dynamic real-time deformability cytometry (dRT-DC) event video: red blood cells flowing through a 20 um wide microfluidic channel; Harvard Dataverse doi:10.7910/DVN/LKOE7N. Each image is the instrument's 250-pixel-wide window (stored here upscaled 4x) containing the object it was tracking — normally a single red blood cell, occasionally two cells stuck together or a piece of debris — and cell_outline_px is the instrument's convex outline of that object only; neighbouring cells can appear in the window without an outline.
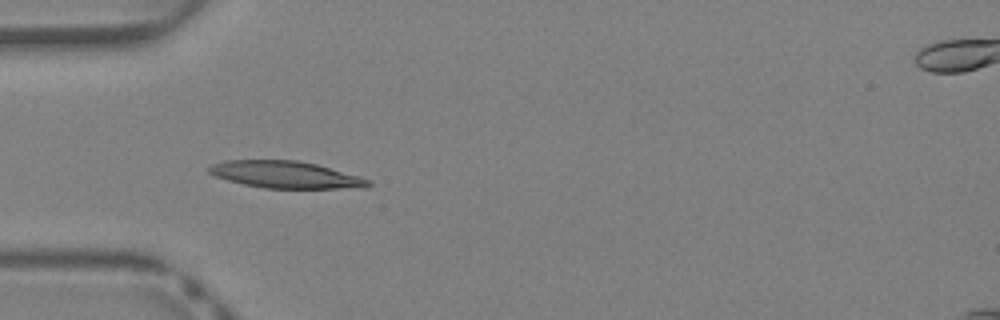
{"species": "Egyptian fruit bat (a non-hibernating species)", "species_latin": "Rousettus aegyptiacus", "temperature_condition": "warm", "stored_images_in_passage": 29, "camera_frame_rate_fps": 3000, "um_per_image_px": 0.085, "animal": {"sex": "female"}, "frame": {"image": 1, "passage_image": 1, "time_ms": 0.0, "image_size_px": [1000, 320], "cell_outline_px": [[372, 184], [368, 188], [264, 188], [244, 184], [228, 180], [216, 176], [208, 172], [208, 168], [212, 164], [224, 160], [296, 160], [316, 164], [356, 176], [368, 180]], "centroid_in_image_um": [24.24, 14.85], "position_along_channel_um": 60.8, "area_um2": 24.74}}
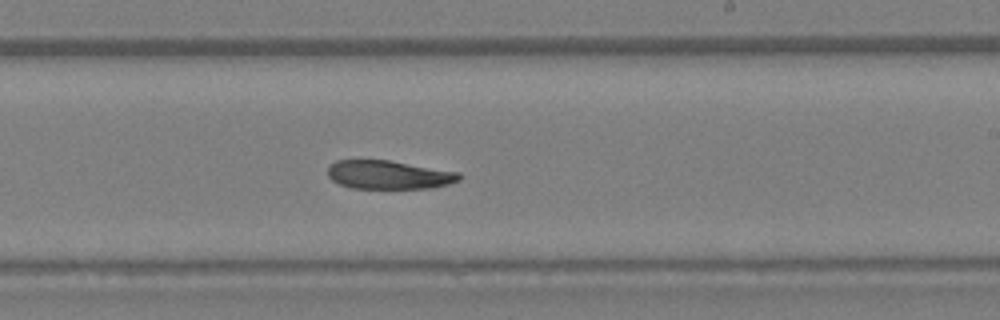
{"frame": {"image": 2, "passage_image": 13, "time_ms": 4.0, "image_size_px": [1000, 320], "cell_outline_px": [[464, 176], [460, 180], [448, 184], [432, 188], [352, 188], [340, 184], [332, 180], [328, 176], [328, 164], [336, 160], [388, 160], [460, 172]], "centroid_in_image_um": [33.06, 14.85], "position_along_channel_um": 255.9, "area_um2": 22.02}}
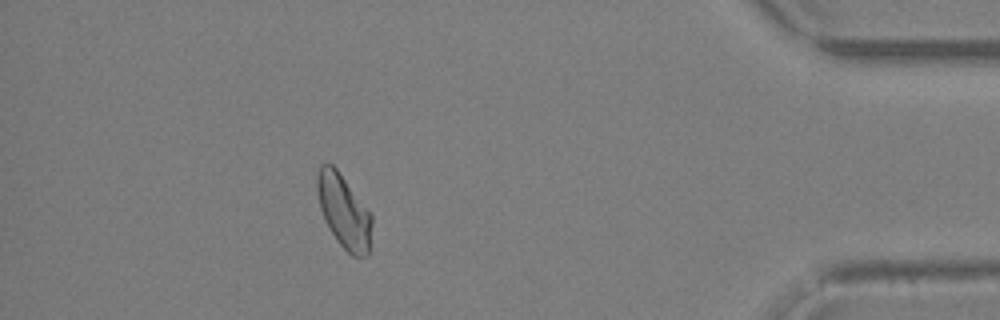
{"frame": {"image": 3, "passage_image": 25, "time_ms": 8.0, "image_size_px": [1000, 320], "cell_outline_px": [[372, 224], [368, 256], [352, 256], [336, 240], [324, 220], [320, 208], [316, 188], [316, 176], [320, 164], [332, 164], [336, 168], [372, 212]], "centroid_in_image_um": [29.23, 17.95], "position_along_channel_um": 406.0, "area_um2": 23.7}, "authors_computed_cell_mechanics": {"area_um2": 23.409, "velocity_mm_per_s": 4.9745, "shape_relaxation_time_tau1_ms": 9.0768, "shape_relaxation_time_tau2_ms": null, "deformation_change_tau1": 0.2358, "deformation_change_tau2": null}}